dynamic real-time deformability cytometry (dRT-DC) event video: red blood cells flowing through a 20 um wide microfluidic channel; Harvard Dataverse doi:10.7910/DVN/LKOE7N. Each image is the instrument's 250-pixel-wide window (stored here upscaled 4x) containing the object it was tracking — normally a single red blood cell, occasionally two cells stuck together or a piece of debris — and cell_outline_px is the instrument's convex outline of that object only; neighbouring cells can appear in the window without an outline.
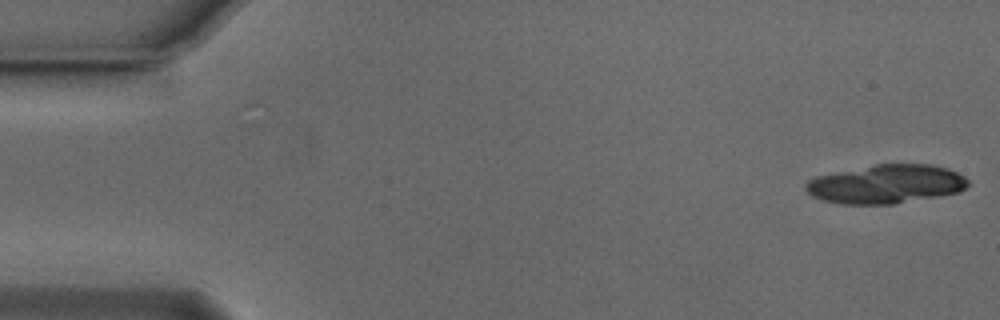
{"species": "Egyptian fruit bat (a non-hibernating species)", "species_latin": "Rousettus aegyptiacus", "temperature_condition": "cold", "stored_images_in_passage": 14, "camera_frame_rate_fps": 3000, "um_per_image_px": 0.085, "animal": {"sex": "male"}, "frame": {"image": 1, "passage_image": 1, "time_ms": 0.0, "image_size_px": [1000, 320], "cell_outline_px": [[968, 184], [960, 192], [892, 204], [844, 204], [824, 200], [812, 196], [804, 188], [808, 180], [816, 176], [876, 164], [932, 164], [948, 168], [964, 176], [968, 180]], "centroid_in_image_um": [75.33, 15.64], "position_along_channel_um": 9.7, "area_um2": 36.47}}